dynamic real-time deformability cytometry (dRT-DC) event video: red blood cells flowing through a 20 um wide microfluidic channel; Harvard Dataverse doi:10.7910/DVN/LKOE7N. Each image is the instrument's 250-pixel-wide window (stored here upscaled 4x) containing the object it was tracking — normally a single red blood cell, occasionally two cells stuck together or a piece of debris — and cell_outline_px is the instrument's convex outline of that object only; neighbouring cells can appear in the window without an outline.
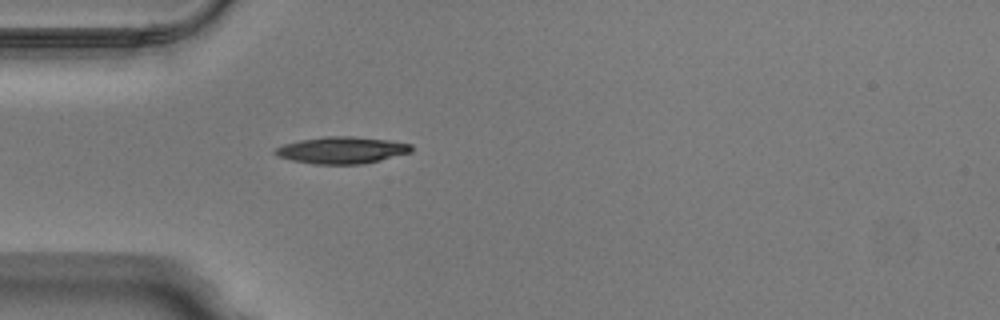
{"species": "Egyptian fruit bat (a non-hibernating species)", "species_latin": "Rousettus aegyptiacus", "temperature_condition": "warm", "stored_images_in_passage": 36, "camera_frame_rate_fps": 3000, "um_per_image_px": 0.085, "animal": {"sex": "male"}, "frame": {"image": 1, "passage_image": 1, "time_ms": 0.0, "image_size_px": [1000, 320], "cell_outline_px": [[412, 152], [364, 164], [312, 164], [292, 160], [280, 156], [272, 152], [276, 148], [284, 144], [300, 140], [324, 136], [352, 136], [388, 140], [412, 144]], "centroid_in_image_um": [29.07, 12.76], "position_along_channel_um": 55.9, "area_um2": 21.27}}
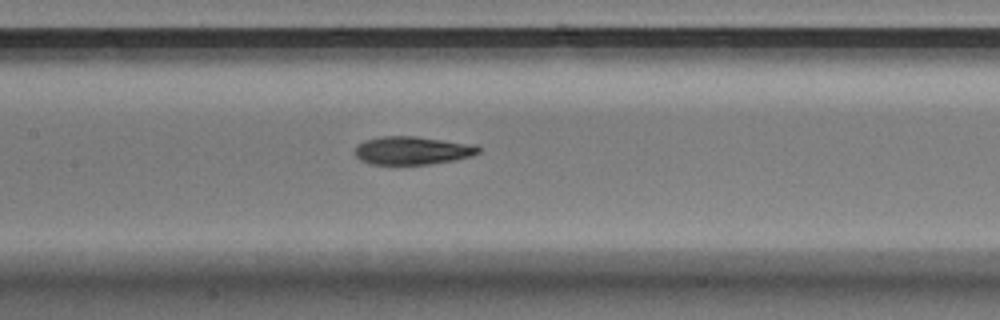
{"frame": {"image": 2, "passage_image": 10, "time_ms": 3.0, "image_size_px": [1000, 320], "cell_outline_px": [[480, 152], [472, 156], [456, 160], [428, 164], [368, 164], [360, 160], [352, 152], [356, 144], [364, 140], [380, 136], [416, 136], [476, 144], [480, 148]], "centroid_in_image_um": [35.02, 12.78], "position_along_channel_um": 172.4, "area_um2": 20.69}}
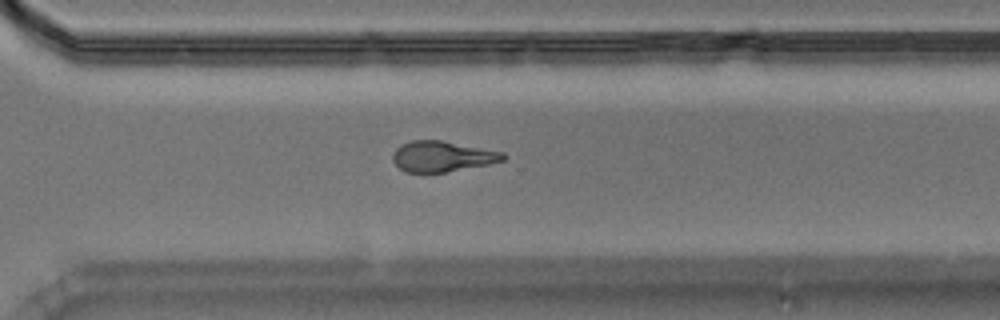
{"frame": {"image": 3, "passage_image": 22, "time_ms": 7.0, "image_size_px": [1000, 320], "cell_outline_px": [[508, 156], [504, 160], [488, 164], [444, 172], [404, 172], [392, 160], [392, 152], [400, 144], [412, 140], [444, 140], [504, 152]], "centroid_in_image_um": [37.58, 13.27], "position_along_channel_um": 333.0, "area_um2": 19.83}, "authors_computed_cell_mechanics": {"area_um2": 20.5768, "velocity_mm_per_s": 4.038, "shape_relaxation_time_tau1_ms": 4.6602, "shape_relaxation_time_tau2_ms": 3.553, "deformation_change_tau1": 0.1734, "deformation_change_tau2": 0.13}}